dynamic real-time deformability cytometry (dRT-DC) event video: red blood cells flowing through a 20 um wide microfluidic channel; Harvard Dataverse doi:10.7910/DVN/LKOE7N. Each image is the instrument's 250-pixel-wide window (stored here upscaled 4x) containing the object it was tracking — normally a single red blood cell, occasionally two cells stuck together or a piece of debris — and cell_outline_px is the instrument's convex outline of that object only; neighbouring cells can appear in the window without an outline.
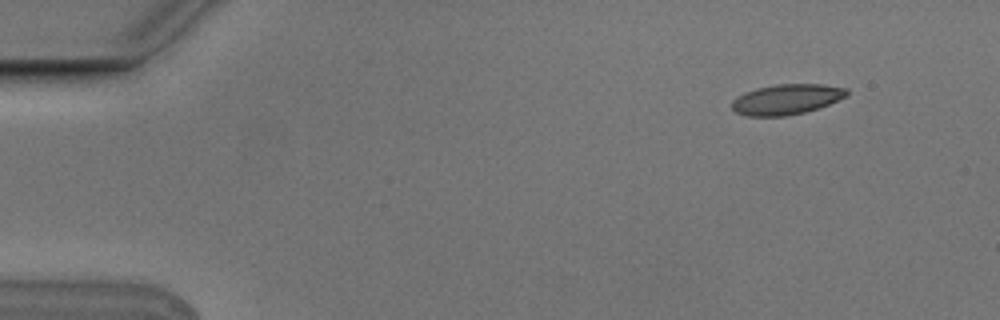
{"species": "Egyptian fruit bat (a non-hibernating species)", "species_latin": "Rousettus aegyptiacus", "temperature_condition": "cold", "stored_images_in_passage": 5, "camera_frame_rate_fps": 3000, "um_per_image_px": 0.085, "animal": {"sex": "male"}, "frame": {"image": 1, "passage_image": 1, "time_ms": 0.0, "image_size_px": [1000, 320], "cell_outline_px": [[848, 96], [820, 108], [804, 112], [784, 116], [744, 116], [736, 112], [732, 108], [732, 100], [736, 96], [744, 92], [756, 88], [776, 84], [824, 84], [848, 88]], "centroid_in_image_um": [66.86, 8.44], "position_along_channel_um": 18.1, "area_um2": 20.58}}
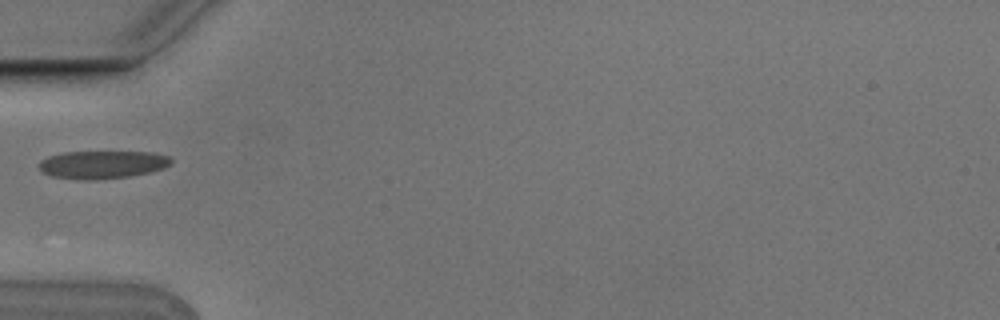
{"frame": {"image": 2, "passage_image": 4, "time_ms": 1.0, "image_size_px": [1000, 320], "cell_outline_px": [[172, 164], [164, 168], [148, 172], [128, 176], [96, 180], [80, 180], [52, 176], [44, 172], [36, 164], [40, 160], [48, 156], [64, 152], [156, 152], [168, 156], [172, 160]], "centroid_in_image_um": [8.69, 13.98], "position_along_channel_um": 76.3, "area_um2": 21.56}}